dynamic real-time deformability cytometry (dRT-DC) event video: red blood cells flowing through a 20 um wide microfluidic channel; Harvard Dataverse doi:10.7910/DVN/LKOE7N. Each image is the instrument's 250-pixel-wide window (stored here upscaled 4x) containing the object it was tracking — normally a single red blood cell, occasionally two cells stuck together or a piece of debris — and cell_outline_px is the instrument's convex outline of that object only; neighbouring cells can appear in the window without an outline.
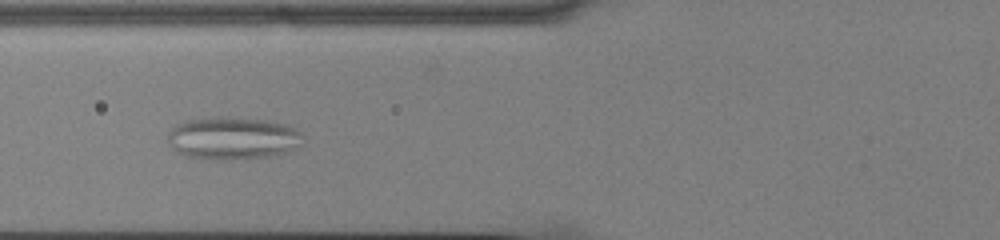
{"species": "common noctule bat (a hibernating species)", "species_latin": "Nyctalus noctula", "temperature_condition": "cold", "stored_images_in_passage": 36, "camera_frame_rate_fps": 3000, "um_per_image_px": 0.085, "animal": {"sex": "male", "body_mass_g": 13.0, "forearm_length_mm": 53.1}, "frame": {"image": 1, "passage_image": 11, "time_ms": 3.333, "image_size_px": [1000, 240], "cell_outline_px": [[304, 136], [288, 152], [268, 156], [184, 156], [176, 152], [168, 144], [168, 132], [176, 124], [184, 120], [228, 116], [264, 120], [288, 124], [300, 132]], "centroid_in_image_um": [19.74, 11.67], "position_along_channel_um": 106.1, "area_um2": 32.25}}
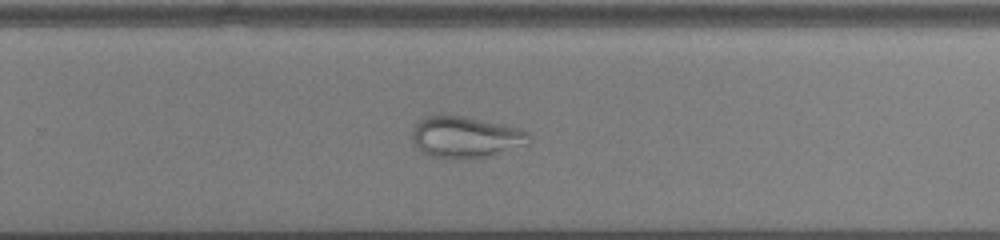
{"frame": {"image": 2, "passage_image": 26, "time_ms": 8.333, "image_size_px": [1000, 240], "cell_outline_px": [[532, 136], [528, 144], [492, 156], [472, 160], [448, 160], [432, 156], [416, 148], [412, 140], [412, 128], [424, 116], [464, 116], [504, 124], [520, 128], [528, 132]], "centroid_in_image_um": [39.6, 11.69], "position_along_channel_um": 290.2, "area_um2": 28.9}}
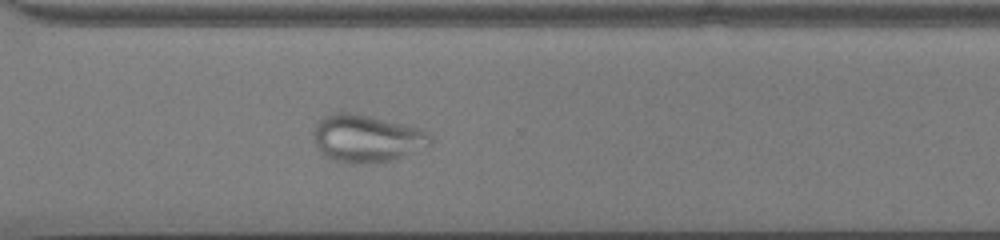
{"frame": {"image": 3, "passage_image": 30, "time_ms": 9.667, "image_size_px": [1000, 240], "cell_outline_px": [[432, 144], [392, 160], [364, 164], [352, 164], [336, 160], [320, 152], [312, 140], [312, 132], [316, 124], [324, 116], [340, 112], [348, 112], [368, 116], [420, 128], [428, 132], [432, 136]], "centroid_in_image_um": [31.14, 11.77], "position_along_channel_um": 339.5, "area_um2": 32.14}}